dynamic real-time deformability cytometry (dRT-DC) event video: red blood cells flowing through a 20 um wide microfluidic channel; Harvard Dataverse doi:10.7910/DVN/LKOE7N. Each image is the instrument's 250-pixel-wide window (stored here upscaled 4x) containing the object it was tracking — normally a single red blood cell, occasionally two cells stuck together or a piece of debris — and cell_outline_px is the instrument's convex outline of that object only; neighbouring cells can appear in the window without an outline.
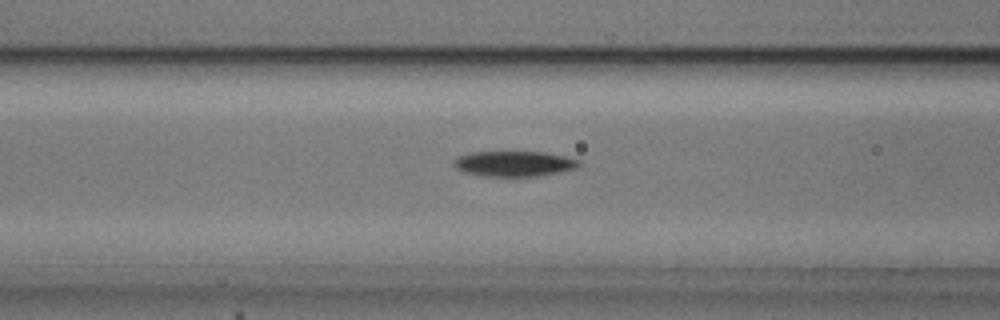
{"species": "common noctule bat (a hibernating species)", "species_latin": "Nyctalus noctula", "temperature_condition": "cold", "stored_images_in_passage": 44, "camera_frame_rate_fps": 3000, "um_per_image_px": 0.085, "animal": {"sex": "male", "body_mass_g": 20.5, "forearm_length_mm": 52.5}, "frame": {"image": 1, "passage_image": 12, "time_ms": 3.667, "image_size_px": [1000, 320], "cell_outline_px": [[584, 164], [576, 168], [560, 172], [536, 176], [484, 176], [464, 172], [456, 168], [452, 164], [452, 160], [460, 156], [472, 152], [544, 152], [564, 156], [580, 160]], "centroid_in_image_um": [43.72, 13.91], "position_along_channel_um": 122.9, "area_um2": 18.55}}
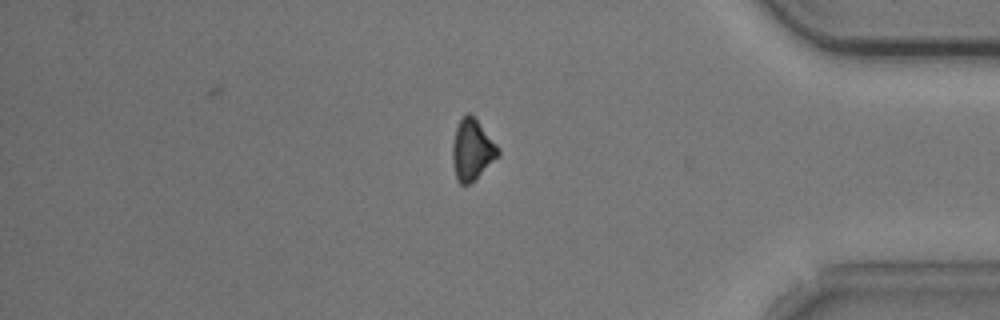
{"frame": {"image": 2, "passage_image": 36, "time_ms": 11.667, "image_size_px": [1000, 320], "cell_outline_px": [[500, 156], [468, 184], [460, 184], [456, 180], [452, 160], [452, 144], [456, 128], [460, 120], [468, 112], [476, 120], [500, 148]], "centroid_in_image_um": [40.12, 12.75], "position_along_channel_um": 395.1, "area_um2": 15.95}}
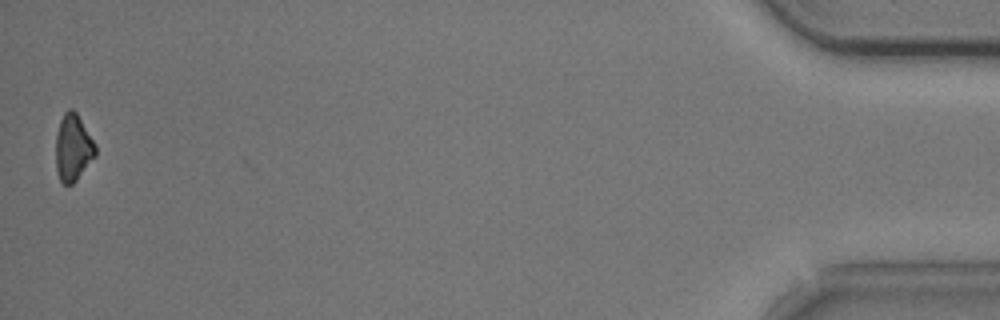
{"frame": {"image": 3, "passage_image": 44, "time_ms": 14.333, "image_size_px": [1000, 320], "cell_outline_px": [[96, 156], [76, 180], [72, 184], [64, 184], [60, 180], [56, 172], [56, 132], [60, 120], [64, 112], [68, 108], [72, 108], [76, 112], [96, 144]], "centroid_in_image_um": [6.2, 12.54], "position_along_channel_um": 429.0, "area_um2": 15.55}, "authors_computed_cell_mechanics": {"area_um2": 18.5538, "velocity_mm_per_s": 3.7452, "shape_relaxation_time_tau1_ms": 4.2271, "shape_relaxation_time_tau2_ms": null, "deformation_change_tau1": 0.1539, "deformation_change_tau2": null}}